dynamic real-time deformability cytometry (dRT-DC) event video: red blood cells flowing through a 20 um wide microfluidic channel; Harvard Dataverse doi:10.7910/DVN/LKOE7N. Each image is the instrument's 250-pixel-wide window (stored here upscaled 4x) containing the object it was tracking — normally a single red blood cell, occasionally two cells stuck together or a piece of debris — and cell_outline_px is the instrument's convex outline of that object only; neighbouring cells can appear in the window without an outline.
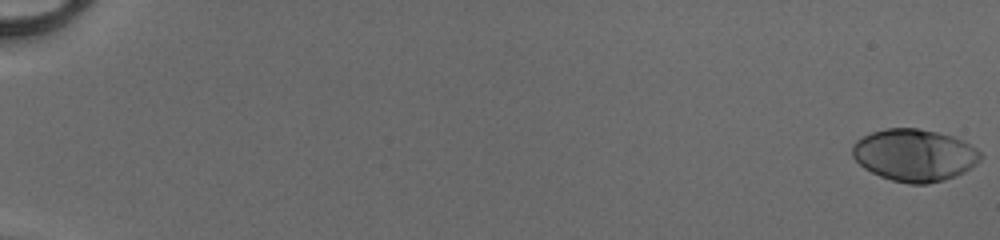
{"species": "human", "species_latin": "Homo sapiens", "temperature_condition": "cold", "stored_images_in_passage": 53, "camera_frame_rate_fps": 3000, "um_per_image_px": 0.085, "donor": {"sex": "male"}, "frame": {"image": 1, "passage_image": 1, "time_ms": 0.0, "image_size_px": [1000, 240], "cell_outline_px": [[984, 156], [976, 164], [964, 172], [956, 176], [944, 180], [928, 184], [908, 184], [892, 180], [880, 176], [864, 168], [852, 156], [852, 144], [856, 140], [872, 132], [888, 128], [920, 128], [952, 136], [976, 148]], "centroid_in_image_um": [77.72, 13.19], "position_along_channel_um": 7.3, "area_um2": 38.96}}
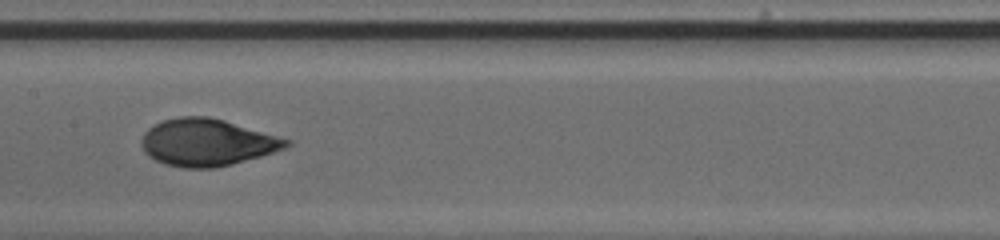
{"frame": {"image": 2, "passage_image": 30, "time_ms": 9.667, "image_size_px": [1000, 240], "cell_outline_px": [[292, 144], [284, 148], [260, 156], [232, 164], [216, 168], [184, 168], [164, 164], [148, 156], [144, 152], [140, 144], [140, 140], [144, 132], [148, 128], [164, 120], [176, 116], [208, 116], [224, 120], [292, 140]], "centroid_in_image_um": [17.56, 12.1], "position_along_channel_um": 189.8, "area_um2": 39.82}}
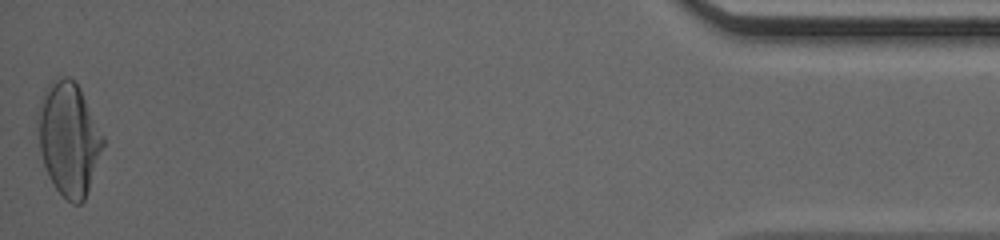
{"frame": {"image": 3, "passage_image": 53, "time_ms": 17.333, "image_size_px": [1000, 240], "cell_outline_px": [[104, 144], [84, 200], [80, 204], [72, 204], [56, 188], [48, 176], [40, 152], [36, 124], [36, 112], [40, 100], [48, 84], [56, 76], [68, 76], [80, 88], [104, 136]], "centroid_in_image_um": [5.81, 11.75], "position_along_channel_um": 429.4, "area_um2": 43.0}, "authors_computed_cell_mechanics": {"area_um2": 38.7838, "velocity_mm_per_s": 4.1245, "shape_relaxation_time_tau1_ms": 4.3094, "shape_relaxation_time_tau2_ms": null, "deformation_change_tau1": 0.2068, "deformation_change_tau2": null}}